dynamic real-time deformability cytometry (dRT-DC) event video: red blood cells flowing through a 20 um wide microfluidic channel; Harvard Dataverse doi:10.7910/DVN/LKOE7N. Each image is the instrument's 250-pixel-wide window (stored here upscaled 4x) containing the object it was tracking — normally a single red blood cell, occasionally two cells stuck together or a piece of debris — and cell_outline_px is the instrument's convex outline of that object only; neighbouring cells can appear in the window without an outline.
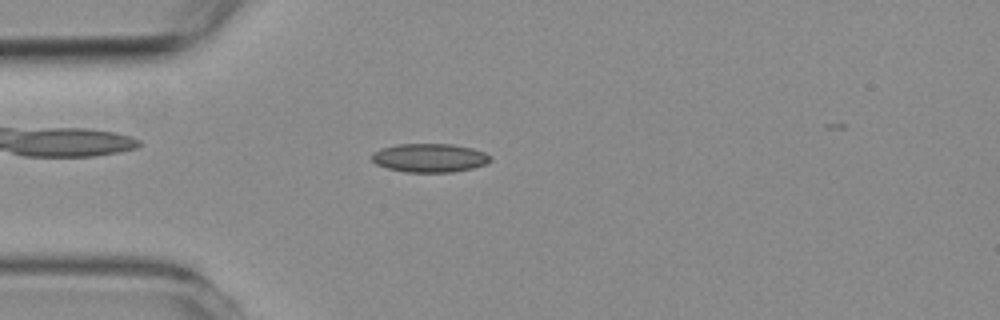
{"species": "common noctule bat (a hibernating species)", "species_latin": "Nyctalus noctula", "temperature_condition": "room temperature", "stored_images_in_passage": 51, "camera_frame_rate_fps": 3000, "um_per_image_px": 0.085, "animal": {"sex": "female", "body_mass_g": 19.3, "forearm_length_mm": 54.1}, "frame": {"image": 1, "passage_image": 15, "time_ms": 4.667, "image_size_px": [1000, 320], "cell_outline_px": [[492, 160], [484, 164], [472, 168], [452, 172], [404, 172], [388, 168], [376, 164], [372, 160], [372, 152], [380, 148], [396, 144], [452, 144], [472, 148], [484, 152], [492, 156]], "centroid_in_image_um": [36.5, 13.41], "position_along_channel_um": 48.5, "area_um2": 19.88}}
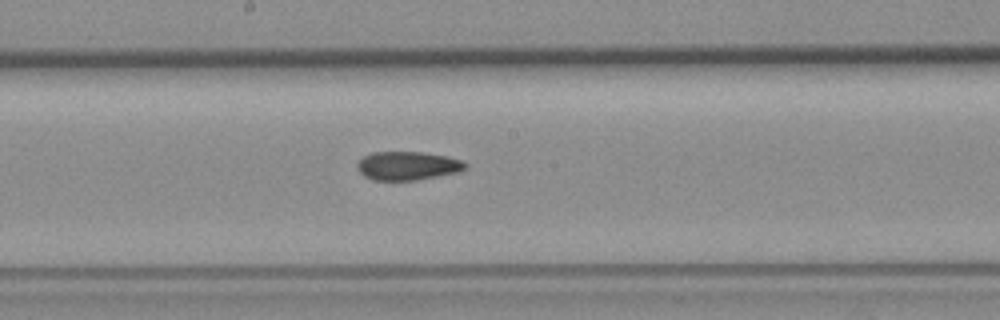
{"frame": {"image": 2, "passage_image": 29, "time_ms": 9.333, "image_size_px": [1000, 320], "cell_outline_px": [[468, 164], [460, 172], [416, 180], [372, 180], [364, 176], [356, 168], [356, 164], [364, 156], [372, 152], [420, 152], [448, 156], [460, 160]], "centroid_in_image_um": [34.63, 14.09], "position_along_channel_um": 213.6, "area_um2": 18.03}}
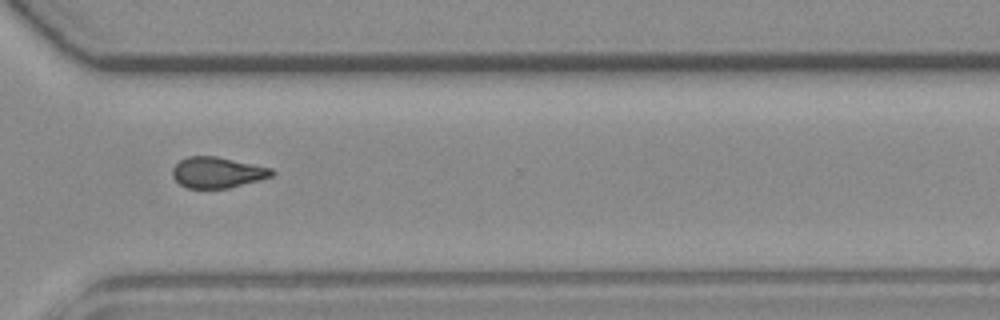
{"frame": {"image": 3, "passage_image": 40, "time_ms": 13.0, "image_size_px": [1000, 320], "cell_outline_px": [[276, 172], [272, 176], [260, 180], [228, 188], [188, 188], [180, 184], [172, 176], [172, 168], [180, 160], [188, 156], [216, 156], [272, 168]], "centroid_in_image_um": [18.48, 14.65], "position_along_channel_um": 352.1, "area_um2": 17.86}}